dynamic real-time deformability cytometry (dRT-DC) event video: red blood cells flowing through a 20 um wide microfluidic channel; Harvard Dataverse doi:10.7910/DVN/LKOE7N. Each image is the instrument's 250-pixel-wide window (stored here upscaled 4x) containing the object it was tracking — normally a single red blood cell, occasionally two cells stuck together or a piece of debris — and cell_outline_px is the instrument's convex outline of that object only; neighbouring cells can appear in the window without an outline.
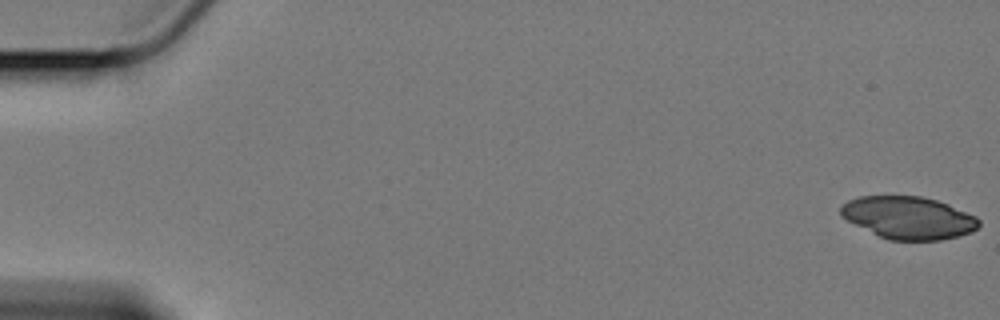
{"species": "Egyptian fruit bat (a non-hibernating species)", "species_latin": "Rousettus aegyptiacus", "temperature_condition": "cold", "stored_images_in_passage": 59, "camera_frame_rate_fps": 3000, "um_per_image_px": 0.085, "animal": {"sex": "female"}, "frame": {"image": 1, "passage_image": 1, "time_ms": 0.0, "image_size_px": [1000, 320], "cell_outline_px": [[980, 224], [976, 228], [968, 232], [956, 236], [940, 240], [888, 240], [840, 216], [840, 208], [848, 200], [860, 196], [920, 196], [936, 200], [948, 204], [976, 216], [980, 220]], "centroid_in_image_um": [77.22, 18.49], "position_along_channel_um": 7.8, "area_um2": 33.76}}